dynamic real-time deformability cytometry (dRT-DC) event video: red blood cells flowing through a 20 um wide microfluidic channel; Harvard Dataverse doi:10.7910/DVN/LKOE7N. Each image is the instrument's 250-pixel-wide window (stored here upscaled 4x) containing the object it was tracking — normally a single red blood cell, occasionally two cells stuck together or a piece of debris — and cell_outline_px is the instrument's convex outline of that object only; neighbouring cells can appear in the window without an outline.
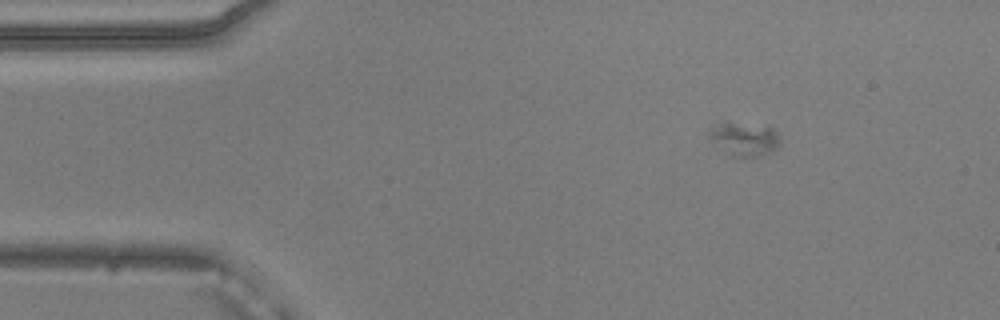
{"species": "common noctule bat (a hibernating species)", "species_latin": "Nyctalus noctula", "temperature_condition": "warm", "stored_images_in_passage": 13, "camera_frame_rate_fps": 3000, "um_per_image_px": 0.085, "animal": {"sex": "male", "body_mass_g": 20.5, "forearm_length_mm": 52.5}, "frame": {"image": 1, "passage_image": 1, "time_ms": 0.0, "image_size_px": [1000, 320], "cell_outline_px": [[780, 144], [772, 152], [764, 156], [752, 160], [728, 156], [716, 148], [708, 140], [704, 132], [708, 128], [724, 120], [728, 120], [768, 124], [776, 132], [780, 140]], "centroid_in_image_um": [63.17, 11.81], "position_along_channel_um": 21.8, "area_um2": 15.84}}